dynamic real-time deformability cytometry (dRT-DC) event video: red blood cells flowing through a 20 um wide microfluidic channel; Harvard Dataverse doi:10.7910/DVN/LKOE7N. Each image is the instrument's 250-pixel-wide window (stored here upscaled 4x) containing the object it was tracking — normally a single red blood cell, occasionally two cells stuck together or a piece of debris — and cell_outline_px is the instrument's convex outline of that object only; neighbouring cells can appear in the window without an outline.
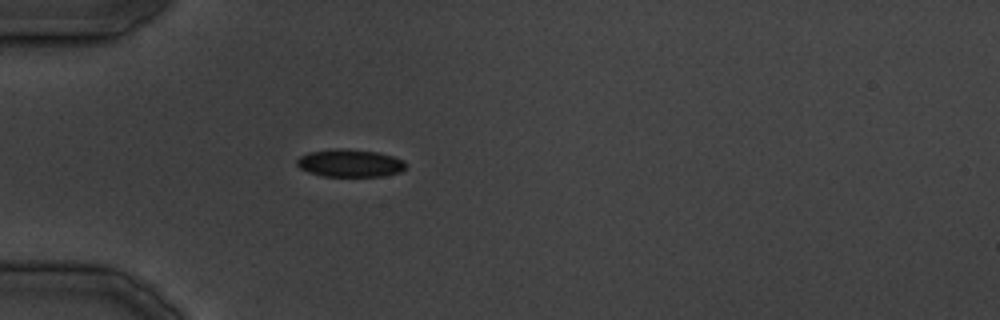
{"species": "common noctule bat (a hibernating species)", "species_latin": "Nyctalus noctula", "temperature_condition": "cold", "stored_images_in_passage": 27, "camera_frame_rate_fps": 3000, "um_per_image_px": 0.085, "animal": {"sex": "male", "body_mass_g": 19.5, "forearm_length_mm": 54.6}, "frame": {"image": 1, "passage_image": 1, "time_ms": 0.0, "image_size_px": [1000, 320], "cell_outline_px": [[408, 164], [400, 172], [380, 176], [324, 176], [308, 172], [300, 168], [296, 164], [296, 160], [300, 156], [308, 152], [336, 148], [376, 152], [392, 156], [404, 160]], "centroid_in_image_um": [29.73, 13.86], "position_along_channel_um": 55.3, "area_um2": 17.46}}
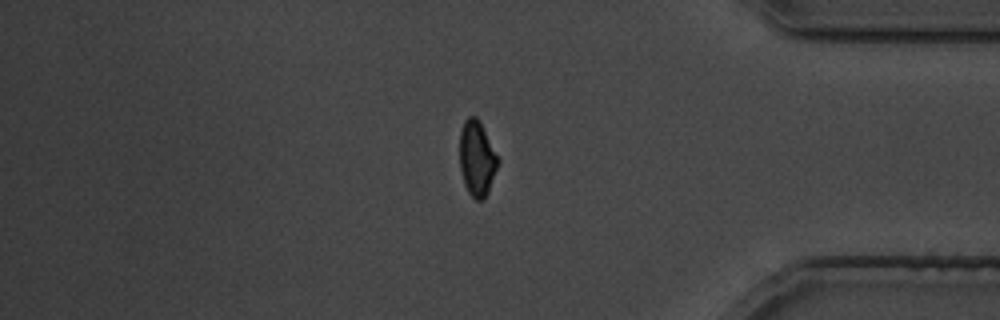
{"frame": {"image": 2, "passage_image": 21, "time_ms": 24.667, "image_size_px": [1000, 320], "cell_outline_px": [[500, 160], [488, 192], [484, 200], [476, 200], [468, 192], [464, 184], [460, 168], [460, 132], [464, 120], [468, 116], [476, 116]], "centroid_in_image_um": [40.53, 13.49], "position_along_channel_um": 394.7, "area_um2": 16.65}}
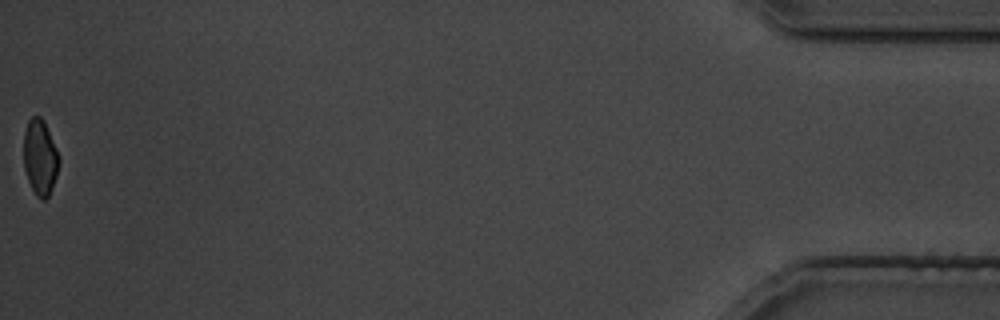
{"frame": {"image": 3, "passage_image": 27, "time_ms": 31.667, "image_size_px": [1000, 320], "cell_outline_px": [[60, 160], [56, 176], [52, 188], [48, 196], [44, 200], [40, 200], [36, 196], [28, 180], [24, 168], [24, 132], [28, 120], [32, 116], [40, 116], [44, 120], [56, 148]], "centroid_in_image_um": [3.4, 13.37], "position_along_channel_um": 431.8, "area_um2": 15.55}}